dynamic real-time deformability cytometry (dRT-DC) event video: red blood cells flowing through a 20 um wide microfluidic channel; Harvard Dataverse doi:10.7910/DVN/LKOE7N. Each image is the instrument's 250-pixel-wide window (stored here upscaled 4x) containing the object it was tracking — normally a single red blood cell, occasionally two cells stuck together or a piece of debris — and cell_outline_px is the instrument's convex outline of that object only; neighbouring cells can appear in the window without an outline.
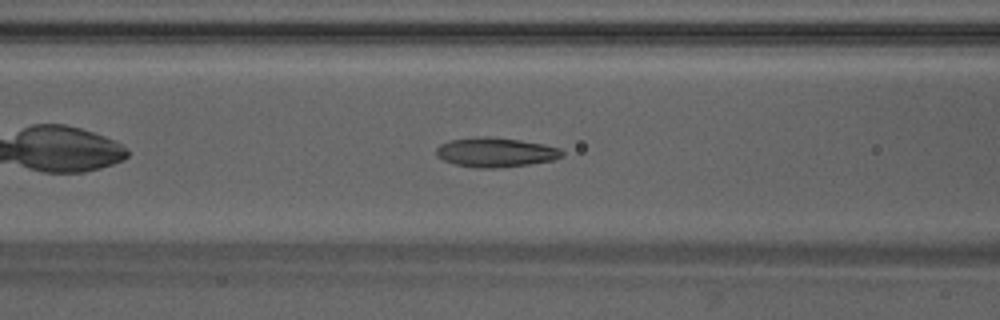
{"species": "Egyptian fruit bat (a non-hibernating species)", "species_latin": "Rousettus aegyptiacus", "temperature_condition": "warm", "stored_images_in_passage": 36, "camera_frame_rate_fps": 3000, "um_per_image_px": 0.085, "animal": {"sex": "male"}, "frame": {"image": 1, "passage_image": 8, "time_ms": 2.333, "image_size_px": [1000, 320], "cell_outline_px": [[564, 156], [552, 160], [528, 164], [500, 168], [472, 168], [456, 164], [444, 160], [436, 156], [436, 148], [440, 144], [448, 140], [484, 136], [488, 136], [520, 140], [544, 144], [560, 148], [564, 152]], "centroid_in_image_um": [42.12, 12.95], "position_along_channel_um": 124.5, "area_um2": 21.73}}
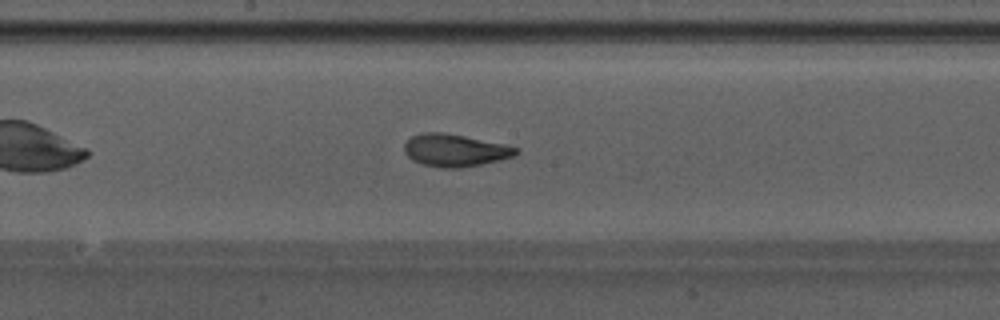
{"frame": {"image": 2, "passage_image": 14, "time_ms": 4.333, "image_size_px": [1000, 320], "cell_outline_px": [[520, 152], [512, 156], [500, 160], [460, 168], [440, 168], [420, 164], [412, 160], [404, 152], [404, 144], [412, 136], [424, 132], [444, 132], [504, 144], [520, 148]], "centroid_in_image_um": [38.66, 12.78], "position_along_channel_um": 209.5, "area_um2": 21.15}}
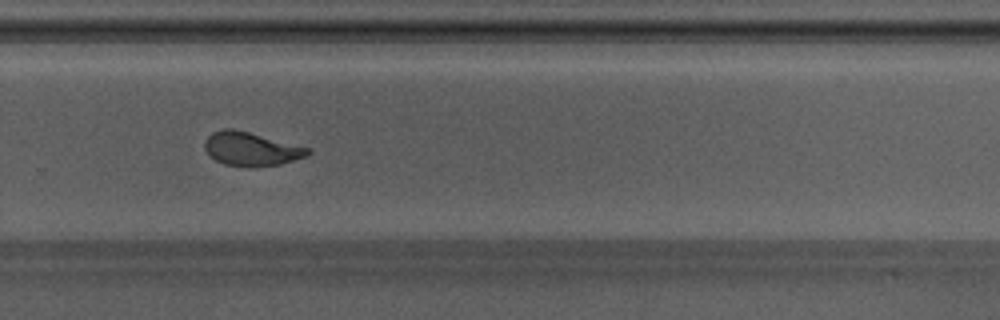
{"frame": {"image": 3, "passage_image": 21, "time_ms": 6.667, "image_size_px": [1000, 320], "cell_outline_px": [[312, 152], [308, 156], [280, 164], [224, 164], [216, 160], [204, 148], [204, 140], [212, 132], [224, 128], [232, 128], [248, 132], [308, 148]], "centroid_in_image_um": [21.32, 12.61], "position_along_channel_um": 308.5, "area_um2": 19.31}, "authors_computed_cell_mechanics": {"area_um2": 20.6924, "velocity_mm_per_s": 4.2528, "shape_relaxation_time_tau1_ms": 5.1372, "shape_relaxation_time_tau2_ms": 1.2703, "deformation_change_tau1": 0.1893, "deformation_change_tau2": 0.0827}}